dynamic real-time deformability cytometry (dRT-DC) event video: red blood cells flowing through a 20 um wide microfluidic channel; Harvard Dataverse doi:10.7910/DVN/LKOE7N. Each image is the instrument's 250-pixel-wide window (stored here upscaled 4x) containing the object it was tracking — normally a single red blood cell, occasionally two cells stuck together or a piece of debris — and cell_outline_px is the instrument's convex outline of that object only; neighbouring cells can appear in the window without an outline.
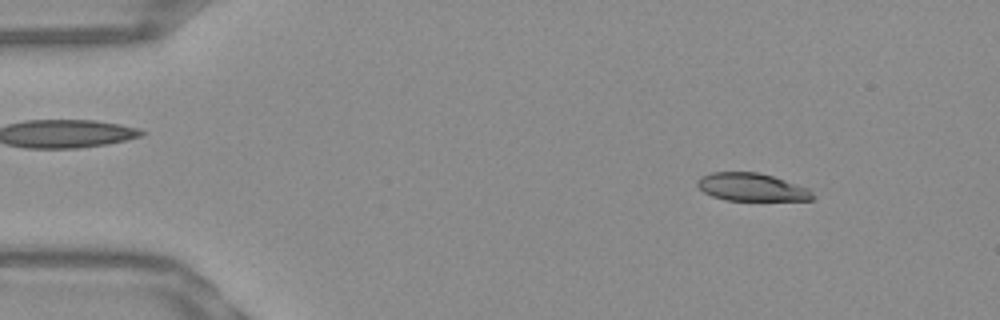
{"species": "Egyptian fruit bat (a non-hibernating species)", "species_latin": "Rousettus aegyptiacus", "temperature_condition": "warm", "stored_images_in_passage": 49, "camera_frame_rate_fps": 3000, "um_per_image_px": 0.085, "frame": {"image": 1, "passage_image": 3, "time_ms": 0.667, "image_size_px": [1000, 320], "cell_outline_px": [[816, 196], [812, 200], [724, 200], [712, 196], [704, 192], [696, 184], [696, 180], [700, 176], [712, 172], [756, 172], [772, 176], [808, 188]], "centroid_in_image_um": [63.87, 15.91], "position_along_channel_um": 21.1, "area_um2": 18.67}}
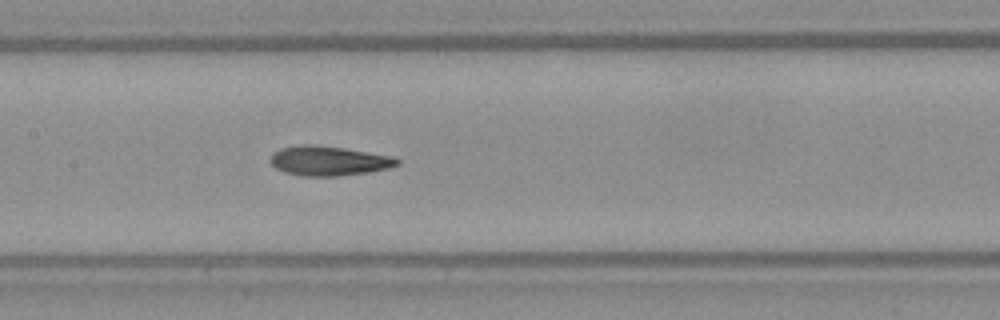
{"frame": {"image": 2, "passage_image": 22, "time_ms": 7.0, "image_size_px": [1000, 320], "cell_outline_px": [[400, 164], [388, 168], [368, 172], [340, 176], [300, 176], [284, 172], [276, 168], [268, 160], [272, 152], [280, 148], [304, 144], [308, 144], [344, 148], [392, 156], [400, 160]], "centroid_in_image_um": [27.91, 13.67], "position_along_channel_um": 179.5, "area_um2": 21.96}}
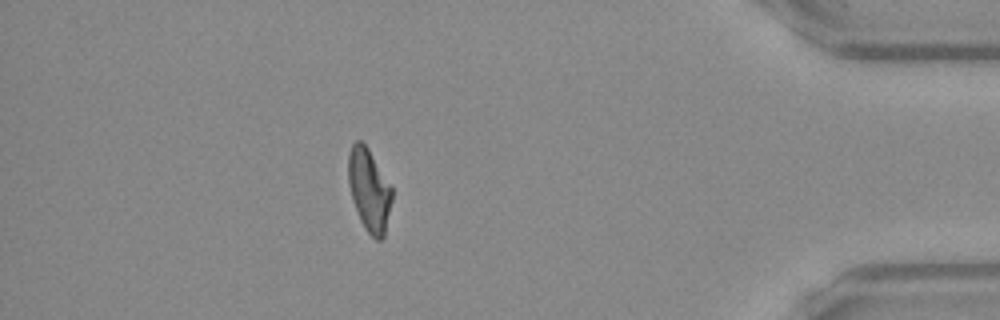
{"frame": {"image": 3, "passage_image": 43, "time_ms": 14.0, "image_size_px": [1000, 320], "cell_outline_px": [[392, 200], [384, 236], [380, 240], [376, 240], [364, 228], [360, 220], [348, 184], [348, 156], [352, 144], [356, 140], [360, 140], [368, 148], [392, 188]], "centroid_in_image_um": [31.37, 16.15], "position_along_channel_um": 403.8, "area_um2": 20.75}, "authors_computed_cell_mechanics": {"area_um2": 21.1548, "velocity_mm_per_s": 3.8543, "shape_relaxation_time_tau1_ms": null, "shape_relaxation_time_tau2_ms": 2.9823, "deformation_change_tau1": null, "deformation_change_tau2": 0.115}}